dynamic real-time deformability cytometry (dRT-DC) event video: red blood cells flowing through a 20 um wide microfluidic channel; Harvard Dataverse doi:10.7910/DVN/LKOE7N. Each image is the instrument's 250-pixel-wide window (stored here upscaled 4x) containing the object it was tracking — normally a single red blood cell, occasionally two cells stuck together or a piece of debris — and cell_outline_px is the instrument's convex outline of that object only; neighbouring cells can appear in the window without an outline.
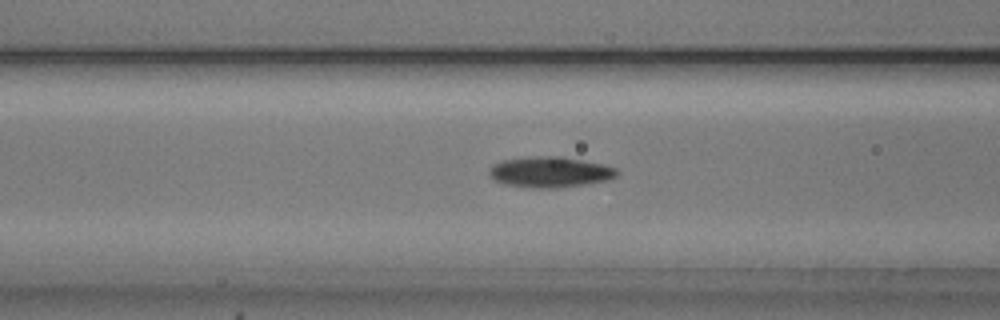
{"species": "common noctule bat (a hibernating species)", "species_latin": "Nyctalus noctula", "temperature_condition": "cold", "stored_images_in_passage": 39, "camera_frame_rate_fps": 3000, "um_per_image_px": 0.085, "animal": {"sex": "male", "body_mass_g": 20.5, "forearm_length_mm": 52.5}, "frame": {"image": 1, "passage_image": 6, "time_ms": 1.667, "image_size_px": [1000, 320], "cell_outline_px": [[620, 172], [612, 180], [556, 188], [528, 188], [504, 184], [492, 180], [488, 172], [492, 164], [504, 160], [528, 156], [560, 156], [604, 164], [616, 168]], "centroid_in_image_um": [46.75, 14.63], "position_along_channel_um": 119.9, "area_um2": 23.24}}
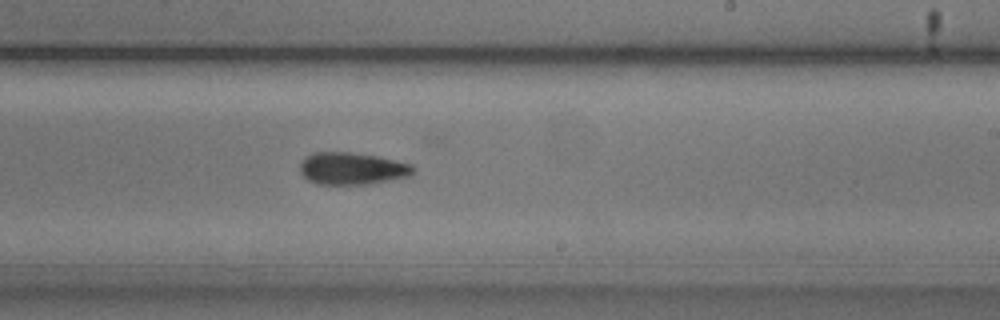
{"frame": {"image": 2, "passage_image": 17, "time_ms": 5.333, "image_size_px": [1000, 320], "cell_outline_px": [[416, 168], [408, 176], [368, 184], [316, 184], [308, 180], [300, 172], [300, 164], [304, 156], [312, 152], [352, 152], [380, 156], [412, 164]], "centroid_in_image_um": [29.9, 14.3], "position_along_channel_um": 259.1, "area_um2": 21.39}}
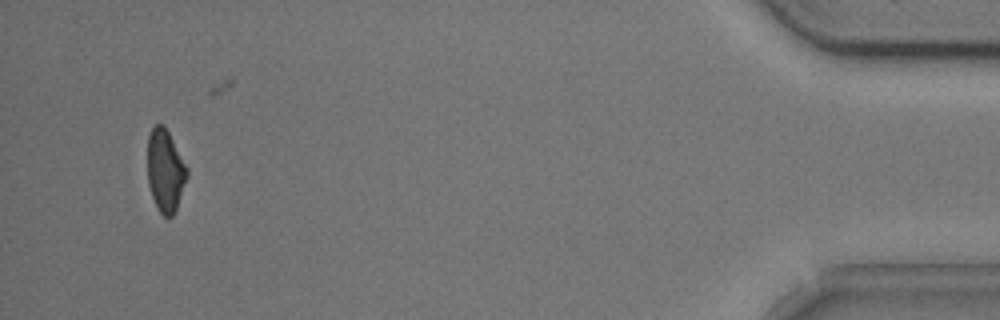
{"frame": {"image": 3, "passage_image": 36, "time_ms": 11.667, "image_size_px": [1000, 320], "cell_outline_px": [[188, 176], [176, 208], [172, 216], [164, 216], [156, 208], [148, 184], [148, 136], [152, 128], [156, 124], [164, 124], [188, 168]], "centroid_in_image_um": [14.05, 14.49], "position_along_channel_um": 421.2, "area_um2": 18.9}}